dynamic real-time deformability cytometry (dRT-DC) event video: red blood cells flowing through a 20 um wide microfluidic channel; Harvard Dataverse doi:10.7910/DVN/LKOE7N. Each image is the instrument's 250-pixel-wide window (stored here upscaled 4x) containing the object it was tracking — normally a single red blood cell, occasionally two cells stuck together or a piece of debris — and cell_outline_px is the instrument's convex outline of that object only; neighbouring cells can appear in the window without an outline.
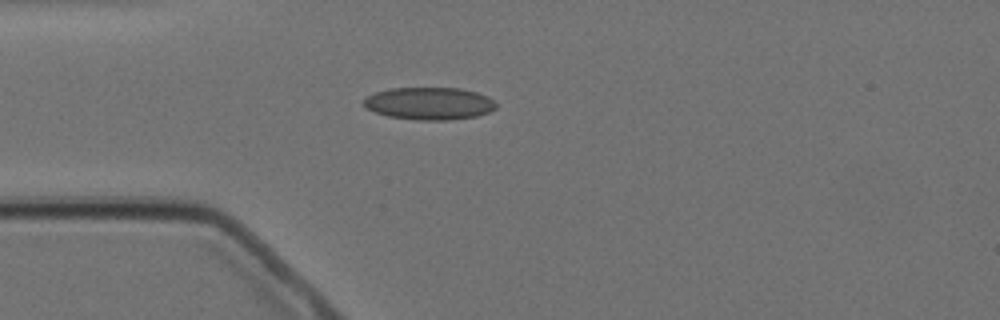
{"species": "Egyptian fruit bat (a non-hibernating species)", "species_latin": "Rousettus aegyptiacus", "temperature_condition": "cold", "stored_images_in_passage": 4, "camera_frame_rate_fps": 3000, "um_per_image_px": 0.085, "animal": {"sex": "female"}, "frame": {"image": 1, "passage_image": 3, "time_ms": 2.333, "image_size_px": [1000, 320], "cell_outline_px": [[496, 108], [488, 112], [476, 116], [448, 120], [416, 120], [388, 116], [376, 112], [368, 108], [364, 104], [364, 100], [368, 96], [376, 92], [388, 88], [460, 88], [476, 92], [488, 96], [496, 104]], "centroid_in_image_um": [36.51, 8.79], "position_along_channel_um": 48.5, "area_um2": 24.85}}